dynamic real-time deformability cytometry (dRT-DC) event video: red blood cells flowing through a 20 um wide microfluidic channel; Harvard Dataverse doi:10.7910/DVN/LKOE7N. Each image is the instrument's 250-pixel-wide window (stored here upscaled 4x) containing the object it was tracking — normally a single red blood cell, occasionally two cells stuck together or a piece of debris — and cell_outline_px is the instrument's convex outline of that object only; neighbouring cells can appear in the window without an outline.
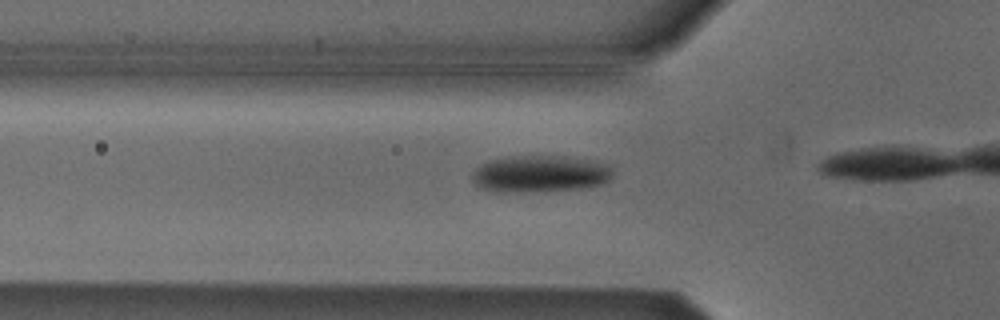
{"species": "Egyptian fruit bat (a non-hibernating species)", "species_latin": "Rousettus aegyptiacus", "temperature_condition": "cold", "stored_images_in_passage": 7, "camera_frame_rate_fps": 3000, "um_per_image_px": 0.085, "animal": {"sex": "male"}, "frame": {"image": 1, "passage_image": 5, "time_ms": 1.333, "image_size_px": [1000, 320], "cell_outline_px": [[612, 176], [608, 180], [592, 188], [512, 192], [496, 192], [484, 188], [476, 184], [472, 180], [472, 172], [476, 168], [492, 160], [508, 156], [564, 156], [592, 160], [608, 164], [612, 168]], "centroid_in_image_um": [45.95, 14.77], "position_along_channel_um": 79.9, "area_um2": 30.17}}